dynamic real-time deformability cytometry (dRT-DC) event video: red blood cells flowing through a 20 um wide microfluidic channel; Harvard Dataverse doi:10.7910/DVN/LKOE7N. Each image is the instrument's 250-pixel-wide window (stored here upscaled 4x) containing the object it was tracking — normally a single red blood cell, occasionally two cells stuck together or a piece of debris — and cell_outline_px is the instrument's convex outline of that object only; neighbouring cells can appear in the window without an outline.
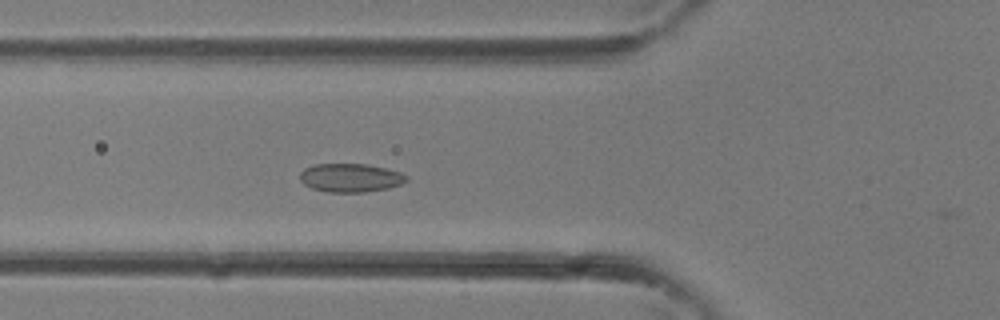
{"species": "common noctule bat (a hibernating species)", "species_latin": "Nyctalus noctula", "temperature_condition": "room temperature", "stored_images_in_passage": 27, "camera_frame_rate_fps": 3000, "um_per_image_px": 0.085, "animal": {"sex": "female"}, "frame": {"image": 1, "passage_image": 3, "time_ms": 0.667, "image_size_px": [1000, 320], "cell_outline_px": [[408, 180], [400, 184], [388, 188], [364, 192], [328, 192], [312, 188], [304, 184], [300, 180], [300, 172], [304, 168], [312, 164], [368, 164], [400, 172], [408, 176]], "centroid_in_image_um": [29.77, 15.1], "position_along_channel_um": 96.0, "area_um2": 17.74}}
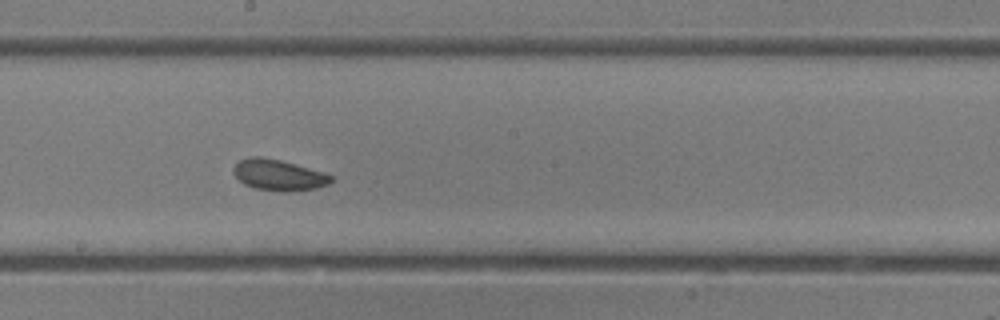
{"frame": {"image": 2, "passage_image": 10, "time_ms": 3.0, "image_size_px": [1000, 320], "cell_outline_px": [[336, 176], [328, 184], [316, 188], [288, 192], [256, 188], [244, 184], [232, 172], [232, 168], [240, 160], [252, 156], [260, 156], [280, 160], [324, 172]], "centroid_in_image_um": [23.7, 14.87], "position_along_channel_um": 224.5, "area_um2": 17.57}}
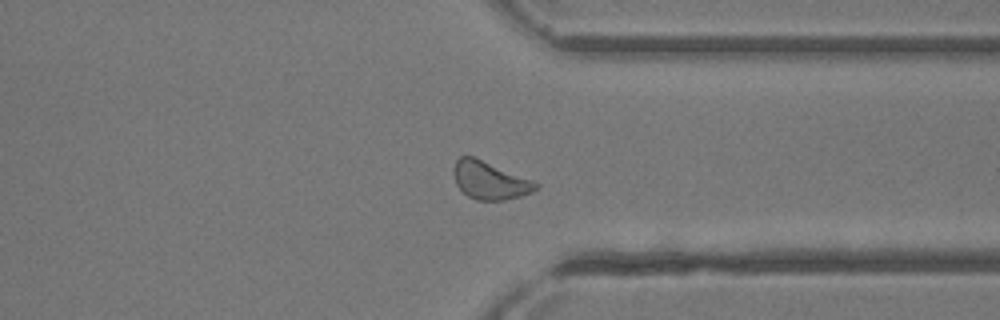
{"frame": {"image": 3, "passage_image": 18, "time_ms": 5.667, "image_size_px": [1000, 320], "cell_outline_px": [[540, 188], [532, 192], [520, 196], [504, 200], [476, 200], [468, 196], [456, 184], [452, 172], [452, 168], [456, 160], [460, 156], [472, 156], [532, 180], [540, 184]], "centroid_in_image_um": [41.62, 15.34], "position_along_channel_um": 369.8, "area_um2": 18.03}}